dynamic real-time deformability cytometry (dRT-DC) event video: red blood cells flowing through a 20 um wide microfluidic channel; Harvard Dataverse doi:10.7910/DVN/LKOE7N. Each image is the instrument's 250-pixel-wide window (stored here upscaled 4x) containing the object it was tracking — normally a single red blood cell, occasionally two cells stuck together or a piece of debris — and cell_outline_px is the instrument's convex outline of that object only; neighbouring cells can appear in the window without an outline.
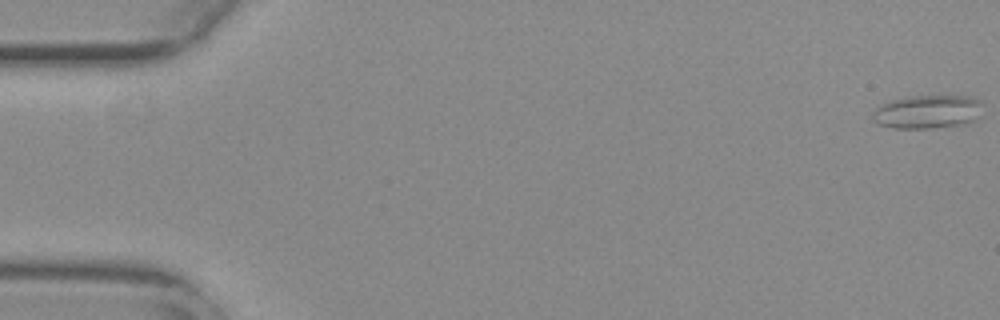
{"species": "common noctule bat (a hibernating species)", "species_latin": "Nyctalus noctula", "temperature_condition": "warm", "stored_images_in_passage": 56, "camera_frame_rate_fps": 3000, "um_per_image_px": 0.085, "animal": {"sex": "female", "body_mass_g": 29.2, "forearm_length_mm": 56.3}, "frame": {"image": 1, "passage_image": 1, "time_ms": 0.0, "image_size_px": [1000, 320], "cell_outline_px": [[984, 104], [980, 116], [964, 124], [932, 128], [892, 128], [880, 124], [872, 120], [872, 112], [876, 108], [888, 100], [912, 96], [968, 96], [980, 100]], "centroid_in_image_um": [78.85, 9.49], "position_along_channel_um": 6.2, "area_um2": 21.68}}
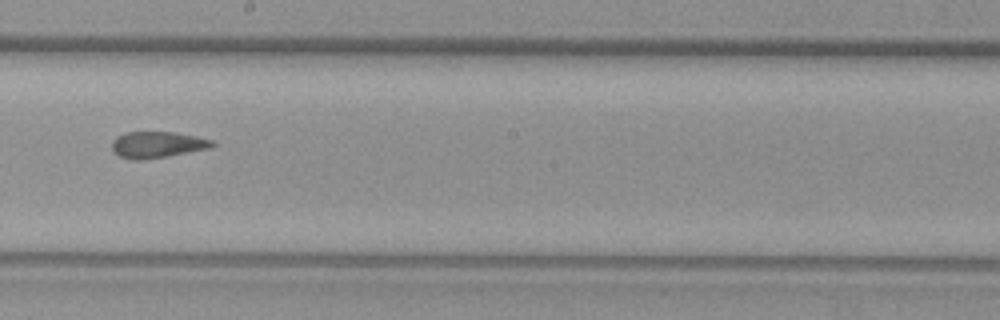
{"frame": {"image": 2, "passage_image": 32, "time_ms": 10.333, "image_size_px": [1000, 320], "cell_outline_px": [[216, 144], [212, 148], [168, 156], [140, 160], [132, 160], [120, 156], [112, 152], [112, 140], [116, 136], [128, 132], [172, 132], [196, 136], [212, 140]], "centroid_in_image_um": [13.37, 12.3], "position_along_channel_um": 234.8, "area_um2": 15.49}}
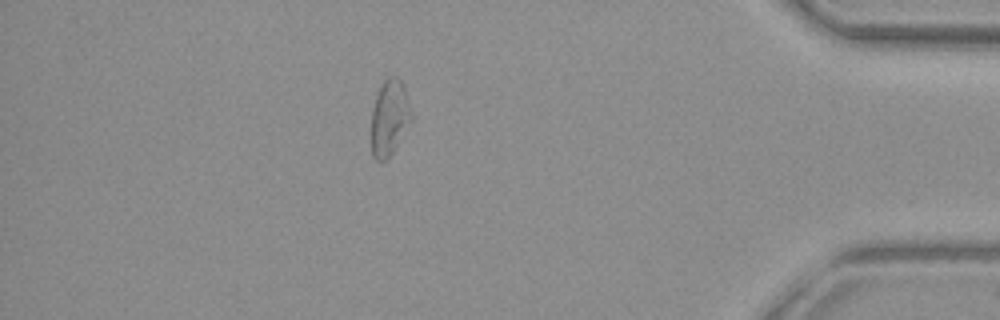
{"frame": {"image": 3, "passage_image": 49, "time_ms": 16.0, "image_size_px": [1000, 320], "cell_outline_px": [[412, 120], [392, 152], [384, 160], [376, 160], [372, 156], [372, 108], [376, 96], [384, 80], [388, 76], [396, 76], [404, 84], [412, 116]], "centroid_in_image_um": [33.11, 9.97], "position_along_channel_um": 402.1, "area_um2": 17.4}}